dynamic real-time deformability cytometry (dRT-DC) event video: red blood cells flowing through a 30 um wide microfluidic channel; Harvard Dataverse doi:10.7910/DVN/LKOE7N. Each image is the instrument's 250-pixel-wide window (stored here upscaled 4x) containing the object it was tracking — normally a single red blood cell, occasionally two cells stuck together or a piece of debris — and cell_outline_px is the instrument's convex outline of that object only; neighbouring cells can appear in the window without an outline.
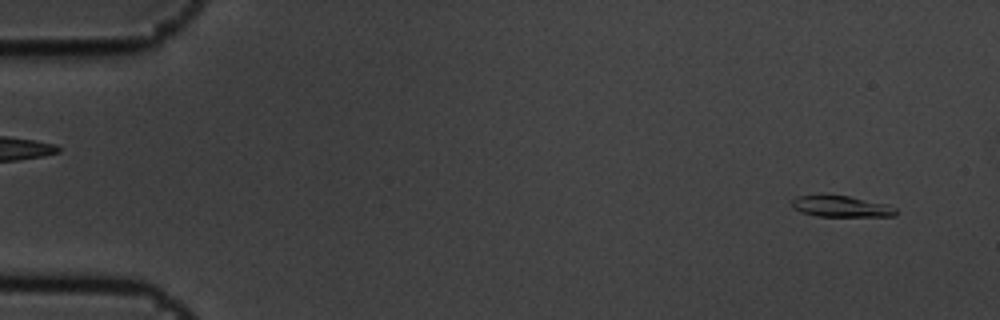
{"species": "common noctule bat (a hibernating species)", "species_latin": "Nyctalus noctula", "temperature_condition": "cold", "stored_images_in_passage": 6, "camera_frame_rate_fps": 3000, "um_per_image_px": 0.085, "animal": {"sex": "male", "body_mass_g": 19.5, "forearm_length_mm": 54.6}, "frame": {"image": 1, "passage_image": 1, "time_ms": 0.0, "image_size_px": [1000, 320], "cell_outline_px": [[896, 216], [816, 216], [800, 212], [792, 208], [792, 200], [796, 196], [848, 196], [888, 204], [896, 208]], "centroid_in_image_um": [71.51, 17.56], "position_along_channel_um": 13.5, "area_um2": 12.66}}
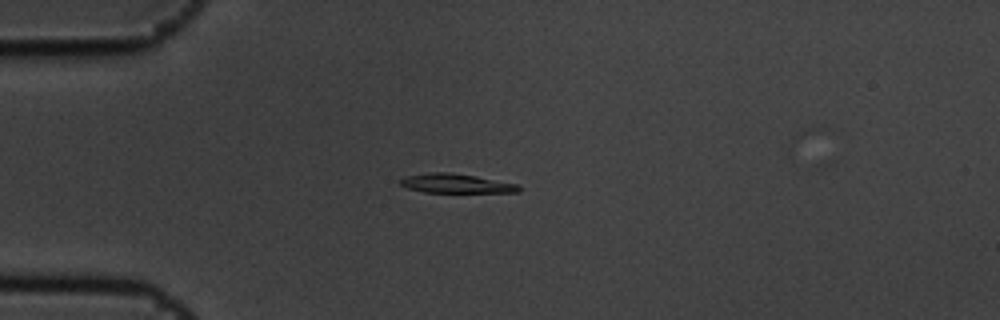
{"frame": {"image": 2, "passage_image": 4, "time_ms": 1.0, "image_size_px": [1000, 320], "cell_outline_px": [[520, 192], [424, 192], [408, 188], [400, 184], [396, 180], [404, 176], [428, 172], [448, 172], [476, 176], [520, 184]], "centroid_in_image_um": [38.73, 15.58], "position_along_channel_um": 46.3, "area_um2": 13.41}}
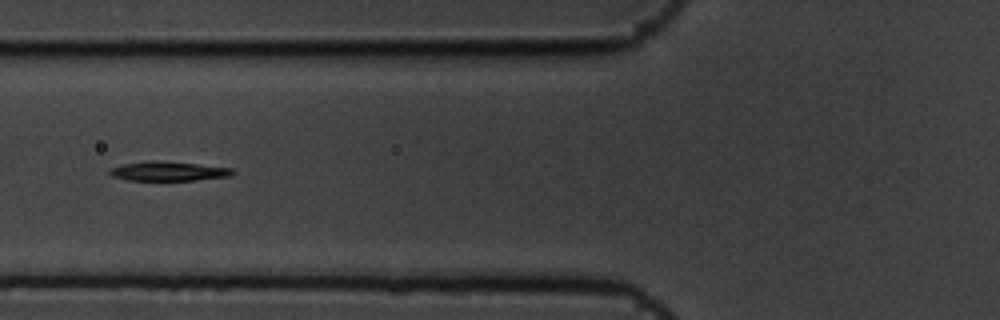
{"frame": {"image": 3, "passage_image": 6, "time_ms": 1.667, "image_size_px": [1000, 320], "cell_outline_px": [[236, 172], [232, 176], [196, 180], [128, 180], [112, 176], [108, 172], [112, 168], [124, 164], [148, 160], [156, 160], [196, 164], [232, 168]], "centroid_in_image_um": [14.34, 14.55], "position_along_channel_um": 111.5, "area_um2": 13.81}}